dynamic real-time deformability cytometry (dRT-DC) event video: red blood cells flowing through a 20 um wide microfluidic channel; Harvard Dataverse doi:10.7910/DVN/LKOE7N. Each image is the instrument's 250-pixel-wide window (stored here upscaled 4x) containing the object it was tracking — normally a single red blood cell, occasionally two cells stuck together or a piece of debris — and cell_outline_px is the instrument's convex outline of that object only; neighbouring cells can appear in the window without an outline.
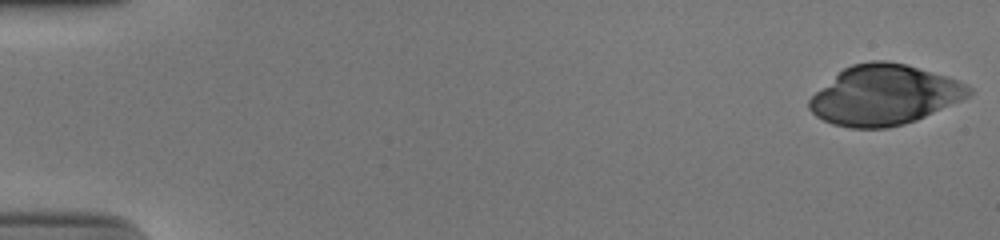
{"species": "human", "species_latin": "Homo sapiens", "temperature_condition": "cold", "stored_images_in_passage": 52, "camera_frame_rate_fps": 3000, "um_per_image_px": 0.085, "donor": {"sex": "male"}, "frame": {"image": 1, "passage_image": 1, "time_ms": 0.0, "image_size_px": [1000, 240], "cell_outline_px": [[972, 92], [968, 96], [960, 100], [916, 120], [904, 124], [888, 128], [852, 128], [832, 124], [816, 116], [808, 108], [808, 100], [816, 92], [844, 68], [852, 64], [872, 60], [888, 60], [904, 64], [948, 76], [968, 84], [972, 88]], "centroid_in_image_um": [75.16, 8.08], "position_along_channel_um": 9.8, "area_um2": 55.43}}